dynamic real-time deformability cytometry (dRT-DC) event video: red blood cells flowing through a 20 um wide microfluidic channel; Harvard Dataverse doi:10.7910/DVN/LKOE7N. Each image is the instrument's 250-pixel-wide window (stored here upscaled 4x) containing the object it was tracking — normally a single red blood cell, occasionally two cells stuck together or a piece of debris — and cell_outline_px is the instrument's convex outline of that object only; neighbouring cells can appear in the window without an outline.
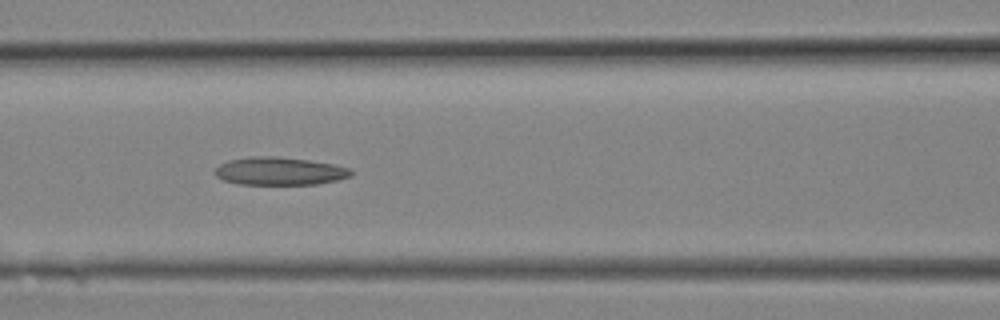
{"species": "Egyptian fruit bat (a non-hibernating species)", "species_latin": "Rousettus aegyptiacus", "temperature_condition": "room temperature", "stored_images_in_passage": 9, "camera_frame_rate_fps": 3000, "um_per_image_px": 0.085, "animal": {"sex": "female"}, "frame": {"image": 1, "passage_image": 8, "time_ms": 2.333, "image_size_px": [1000, 320], "cell_outline_px": [[352, 176], [336, 180], [316, 184], [236, 184], [224, 180], [216, 176], [212, 172], [220, 164], [228, 160], [252, 156], [276, 156], [308, 160], [332, 164], [352, 168]], "centroid_in_image_um": [23.74, 14.54], "position_along_channel_um": 142.9, "area_um2": 22.2}}
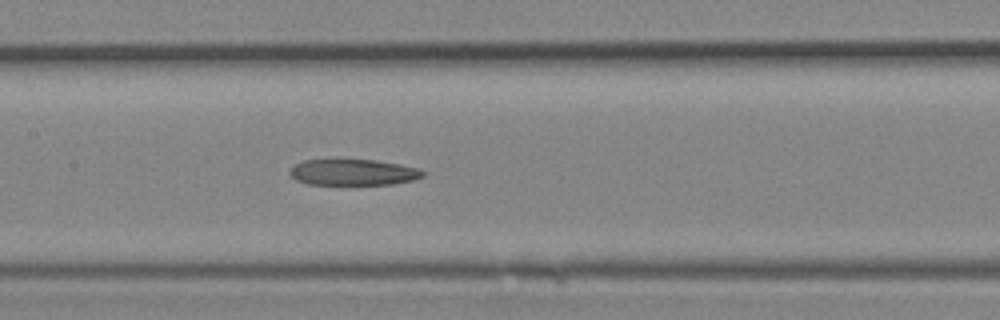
{"frame": {"image": 2, "passage_image": 9, "time_ms": 2.667, "image_size_px": [1000, 320], "cell_outline_px": [[424, 176], [412, 180], [392, 184], [308, 184], [296, 180], [288, 172], [296, 164], [304, 160], [376, 160], [400, 164], [420, 168], [424, 172]], "centroid_in_image_um": [30.05, 14.64], "position_along_channel_um": 177.4, "area_um2": 20.06}}